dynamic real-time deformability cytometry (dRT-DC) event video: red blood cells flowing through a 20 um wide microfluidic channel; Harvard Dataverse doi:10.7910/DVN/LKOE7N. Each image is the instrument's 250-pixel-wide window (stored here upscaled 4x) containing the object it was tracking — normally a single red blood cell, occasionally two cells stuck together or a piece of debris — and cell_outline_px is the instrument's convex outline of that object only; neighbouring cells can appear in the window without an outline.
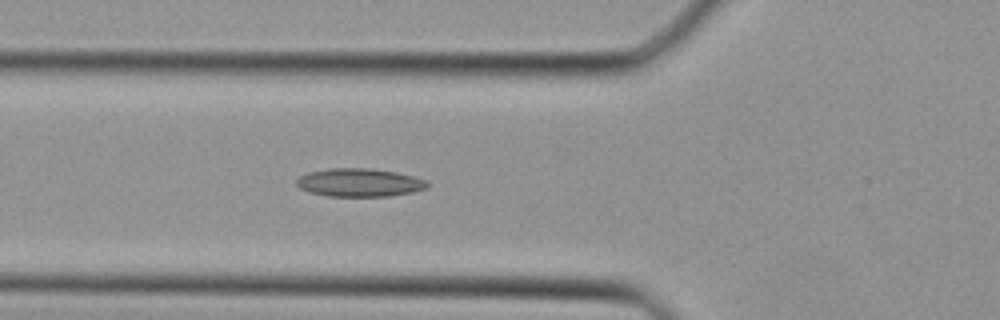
{"species": "Egyptian fruit bat (a non-hibernating species)", "species_latin": "Rousettus aegyptiacus", "temperature_condition": "cold", "stored_images_in_passage": 29, "camera_frame_rate_fps": 3000, "um_per_image_px": 0.085, "animal": {"sex": "female"}, "frame": {"image": 1, "passage_image": 5, "time_ms": 1.333, "image_size_px": [1000, 320], "cell_outline_px": [[428, 188], [412, 192], [388, 196], [328, 196], [308, 192], [300, 188], [296, 184], [296, 180], [300, 176], [308, 172], [328, 168], [368, 168], [396, 172], [416, 176], [428, 180]], "centroid_in_image_um": [30.57, 15.51], "position_along_channel_um": 95.2, "area_um2": 21.68}}
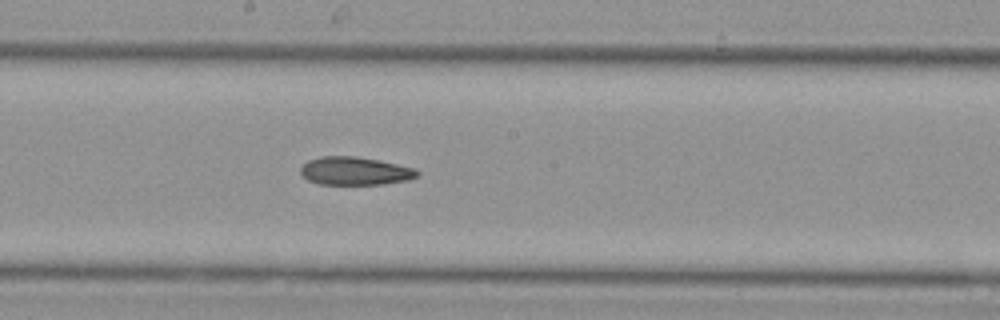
{"frame": {"image": 2, "passage_image": 12, "time_ms": 3.667, "image_size_px": [1000, 320], "cell_outline_px": [[420, 176], [408, 180], [384, 184], [320, 184], [308, 180], [300, 172], [300, 168], [308, 160], [320, 156], [356, 156], [416, 168], [420, 172]], "centroid_in_image_um": [30.2, 14.53], "position_along_channel_um": 218.0, "area_um2": 19.13}}
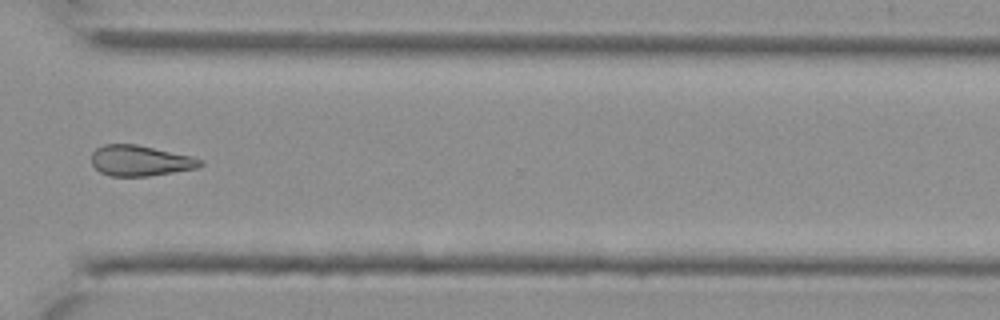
{"frame": {"image": 3, "passage_image": 20, "time_ms": 6.333, "image_size_px": [1000, 320], "cell_outline_px": [[204, 164], [196, 168], [148, 176], [108, 176], [100, 172], [92, 164], [92, 152], [96, 148], [104, 144], [136, 144], [192, 156], [204, 160]], "centroid_in_image_um": [11.91, 13.65], "position_along_channel_um": 358.7, "area_um2": 19.42}}